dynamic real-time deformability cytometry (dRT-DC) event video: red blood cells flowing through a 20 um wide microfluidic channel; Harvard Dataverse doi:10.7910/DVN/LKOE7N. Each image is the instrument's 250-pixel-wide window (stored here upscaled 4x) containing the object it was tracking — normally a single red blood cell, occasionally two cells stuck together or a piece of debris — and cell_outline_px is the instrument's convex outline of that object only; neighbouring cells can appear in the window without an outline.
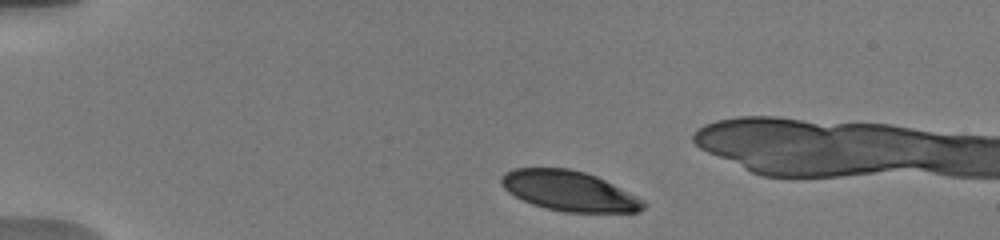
{"species": "human", "species_latin": "Homo sapiens", "temperature_condition": "warm", "stored_images_in_passage": 37, "camera_frame_rate_fps": 3000, "um_per_image_px": 0.085, "donor": {"sex": "male"}, "frame": {"image": 1, "passage_image": 2, "time_ms": 0.333, "image_size_px": [1000, 240], "cell_outline_px": [[648, 204], [640, 212], [564, 212], [544, 208], [532, 204], [508, 192], [500, 184], [500, 176], [504, 172], [512, 168], [568, 168], [584, 172], [596, 176], [644, 200]], "centroid_in_image_um": [48.35, 16.23], "position_along_channel_um": 36.6, "area_um2": 33.23}}
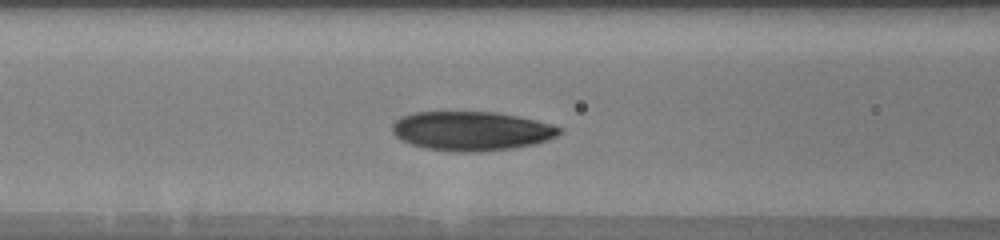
{"frame": {"image": 2, "passage_image": 12, "time_ms": 4.333, "image_size_px": [1000, 240], "cell_outline_px": [[560, 132], [556, 136], [548, 140], [536, 144], [512, 148], [476, 152], [456, 152], [424, 148], [400, 140], [392, 132], [392, 124], [400, 116], [412, 112], [496, 112], [536, 120], [552, 124], [560, 128]], "centroid_in_image_um": [40.04, 11.13], "position_along_channel_um": 126.6, "area_um2": 38.26}}
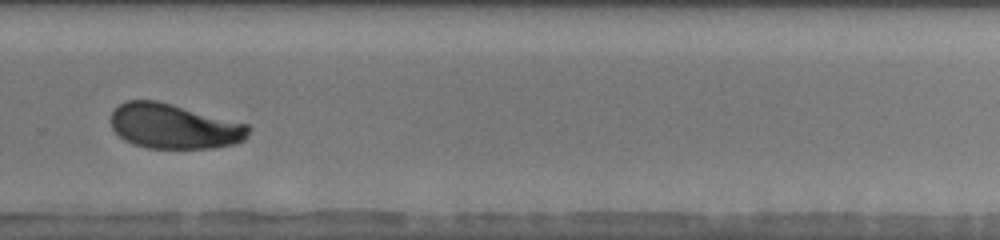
{"frame": {"image": 3, "passage_image": 25, "time_ms": 9.333, "image_size_px": [1000, 240], "cell_outline_px": [[252, 128], [248, 136], [244, 140], [232, 144], [216, 148], [148, 148], [132, 144], [124, 140], [112, 128], [108, 120], [112, 112], [120, 104], [128, 100], [156, 100], [248, 124]], "centroid_in_image_um": [14.78, 10.74], "position_along_channel_um": 315.0, "area_um2": 36.18}, "authors_computed_cell_mechanics": {"area_um2": 36.8764, "velocity_mm_per_s": 3.7818, "shape_relaxation_time_tau1_ms": 2.8721, "shape_relaxation_time_tau2_ms": 1.7188, "deformation_change_tau1": 0.1299, "deformation_change_tau2": 0.0548}}